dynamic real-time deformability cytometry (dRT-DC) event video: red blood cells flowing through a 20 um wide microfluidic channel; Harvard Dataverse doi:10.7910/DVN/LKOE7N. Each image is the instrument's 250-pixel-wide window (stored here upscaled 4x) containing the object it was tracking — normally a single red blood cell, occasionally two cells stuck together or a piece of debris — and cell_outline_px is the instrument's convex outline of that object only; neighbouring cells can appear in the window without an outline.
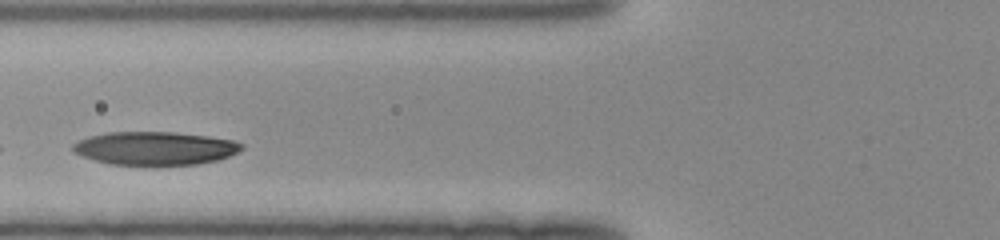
{"species": "human", "species_latin": "Homo sapiens", "temperature_condition": "room temperature", "stored_images_in_passage": 29, "camera_frame_rate_fps": 3000, "um_per_image_px": 0.085, "donor": {"sex": "female"}, "frame": {"image": 1, "passage_image": 8, "time_ms": 2.333, "image_size_px": [1000, 240], "cell_outline_px": [[244, 148], [228, 156], [216, 160], [196, 164], [112, 164], [96, 160], [72, 152], [72, 144], [88, 136], [108, 132], [172, 132], [208, 136], [232, 140], [244, 144]], "centroid_in_image_um": [13.16, 12.58], "position_along_channel_um": 112.6, "area_um2": 32.31}}
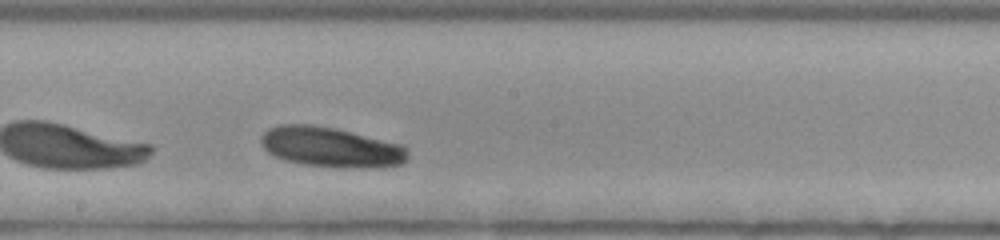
{"frame": {"image": 2, "passage_image": 16, "time_ms": 5.0, "image_size_px": [1000, 240], "cell_outline_px": [[408, 156], [400, 164], [384, 168], [344, 168], [304, 164], [284, 160], [268, 152], [264, 148], [260, 140], [260, 136], [268, 128], [280, 124], [312, 124], [336, 128], [404, 144], [408, 148]], "centroid_in_image_um": [28.17, 12.5], "position_along_channel_um": 220.0, "area_um2": 34.8}}
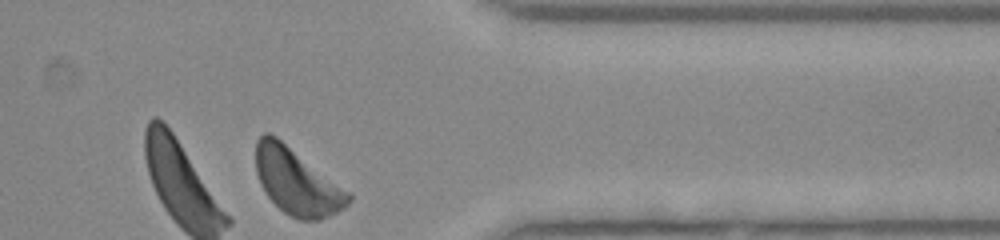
{"frame": {"image": 3, "passage_image": 29, "time_ms": 9.333, "image_size_px": [1000, 240], "cell_outline_px": [[352, 200], [344, 208], [320, 220], [300, 220], [288, 216], [268, 196], [260, 184], [256, 172], [256, 140], [264, 132], [268, 132], [276, 136], [348, 192], [352, 196]], "centroid_in_image_um": [25.2, 15.45], "position_along_channel_um": 386.2, "area_um2": 35.14}}